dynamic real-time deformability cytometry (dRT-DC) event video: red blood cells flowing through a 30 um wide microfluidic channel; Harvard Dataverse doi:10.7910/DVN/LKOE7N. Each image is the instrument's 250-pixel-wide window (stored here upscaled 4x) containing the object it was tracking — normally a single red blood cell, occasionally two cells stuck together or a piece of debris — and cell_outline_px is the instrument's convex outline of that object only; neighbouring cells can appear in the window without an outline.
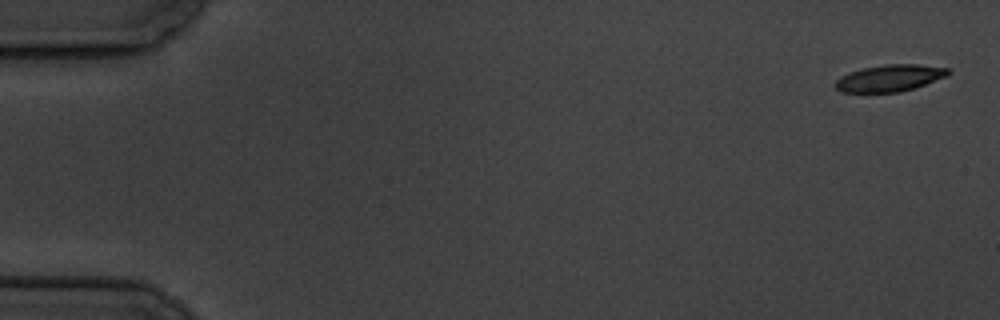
{"species": "common noctule bat (a hibernating species)", "species_latin": "Nyctalus noctula", "temperature_condition": "cold", "stored_images_in_passage": 5, "camera_frame_rate_fps": 3000, "um_per_image_px": 0.085, "animal": {"sex": "male", "body_mass_g": 19.5, "forearm_length_mm": 54.6}, "frame": {"image": 1, "passage_image": 1, "time_ms": 0.0, "image_size_px": [1000, 320], "cell_outline_px": [[952, 72], [948, 76], [916, 88], [900, 92], [840, 92], [832, 84], [840, 76], [848, 72], [864, 68], [884, 64], [920, 64], [948, 68]], "centroid_in_image_um": [75.64, 6.64], "position_along_channel_um": 9.4, "area_um2": 17.92}}
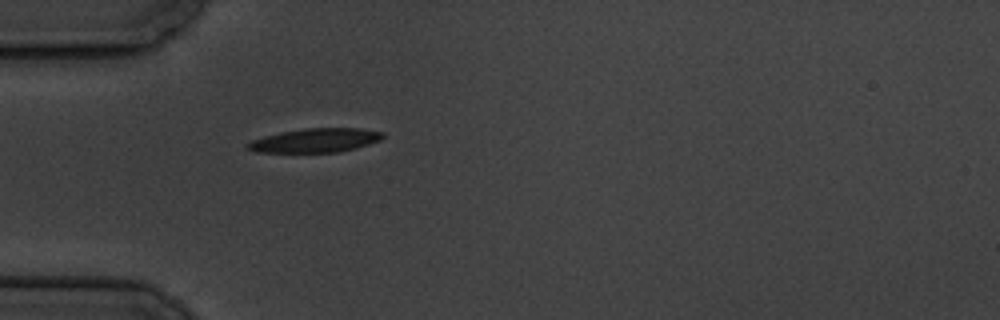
{"frame": {"image": 2, "passage_image": 5, "time_ms": 5.333, "image_size_px": [1000, 320], "cell_outline_px": [[384, 136], [380, 140], [356, 148], [340, 152], [256, 152], [244, 148], [244, 144], [252, 140], [264, 136], [280, 132], [304, 128], [360, 128], [384, 132]], "centroid_in_image_um": [26.77, 11.93], "position_along_channel_um": 58.2, "area_um2": 19.02}}